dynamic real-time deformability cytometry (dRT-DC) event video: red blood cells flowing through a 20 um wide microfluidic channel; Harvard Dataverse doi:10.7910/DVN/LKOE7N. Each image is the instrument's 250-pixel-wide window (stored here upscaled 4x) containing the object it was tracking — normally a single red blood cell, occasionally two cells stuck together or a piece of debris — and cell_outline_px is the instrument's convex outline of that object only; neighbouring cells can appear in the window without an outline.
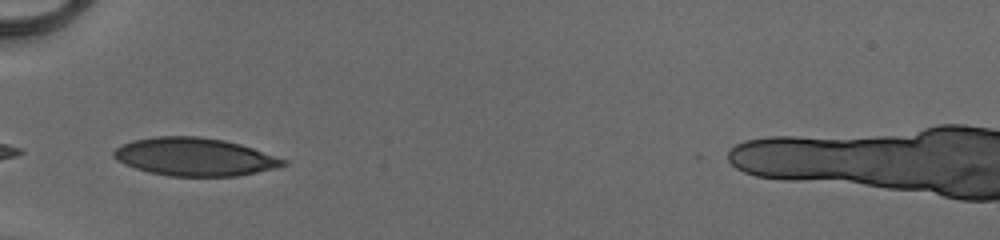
{"species": "human", "species_latin": "Homo sapiens", "temperature_condition": "cold", "stored_images_in_passage": 29, "camera_frame_rate_fps": 3000, "um_per_image_px": 0.085, "donor": {"sex": "male"}, "frame": {"image": 1, "passage_image": 1, "time_ms": 0.0, "image_size_px": [1000, 240], "cell_outline_px": [[288, 164], [276, 168], [236, 176], [172, 176], [148, 172], [124, 164], [116, 160], [112, 156], [112, 152], [116, 148], [132, 140], [156, 136], [200, 136], [224, 140], [240, 144], [288, 160]], "centroid_in_image_um": [16.53, 13.33], "position_along_channel_um": 68.5, "area_um2": 37.51}}
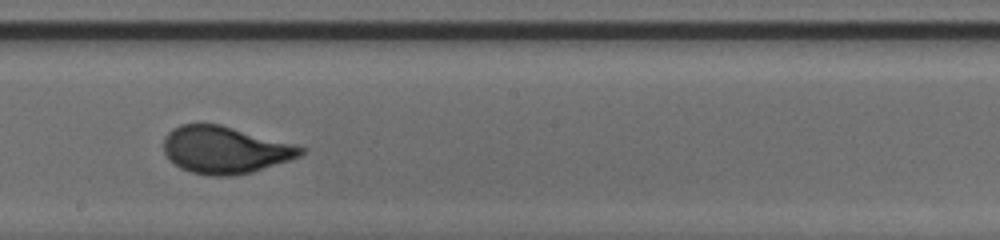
{"frame": {"image": 2, "passage_image": 13, "time_ms": 4.0, "image_size_px": [1000, 240], "cell_outline_px": [[308, 148], [300, 156], [252, 172], [232, 176], [208, 176], [192, 172], [180, 168], [168, 160], [164, 152], [164, 136], [172, 128], [180, 124], [220, 124]], "centroid_in_image_um": [19.09, 12.74], "position_along_channel_um": 229.1, "area_um2": 37.69}}
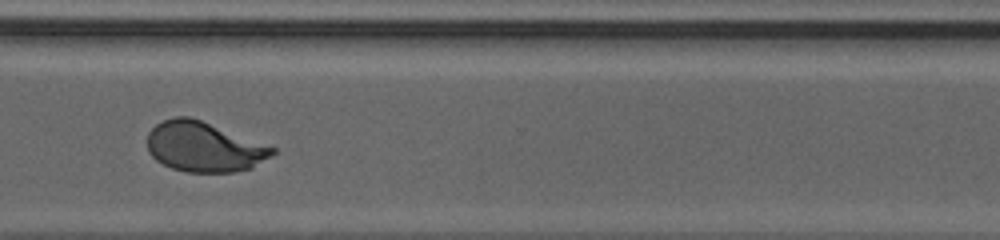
{"frame": {"image": 3, "passage_image": 22, "time_ms": 7.0, "image_size_px": [1000, 240], "cell_outline_px": [[276, 152], [272, 156], [252, 168], [232, 172], [188, 172], [172, 168], [156, 160], [148, 152], [148, 132], [156, 124], [164, 120], [176, 116], [188, 116], [200, 120], [276, 148]], "centroid_in_image_um": [17.34, 12.49], "position_along_channel_um": 353.3, "area_um2": 36.18}, "authors_computed_cell_mechanics": {"area_um2": 36.992, "velocity_mm_per_s": 4.129, "shape_relaxation_time_tau1_ms": 2.9486, "shape_relaxation_time_tau2_ms": null, "deformation_change_tau1": 0.1574, "deformation_change_tau2": null}}